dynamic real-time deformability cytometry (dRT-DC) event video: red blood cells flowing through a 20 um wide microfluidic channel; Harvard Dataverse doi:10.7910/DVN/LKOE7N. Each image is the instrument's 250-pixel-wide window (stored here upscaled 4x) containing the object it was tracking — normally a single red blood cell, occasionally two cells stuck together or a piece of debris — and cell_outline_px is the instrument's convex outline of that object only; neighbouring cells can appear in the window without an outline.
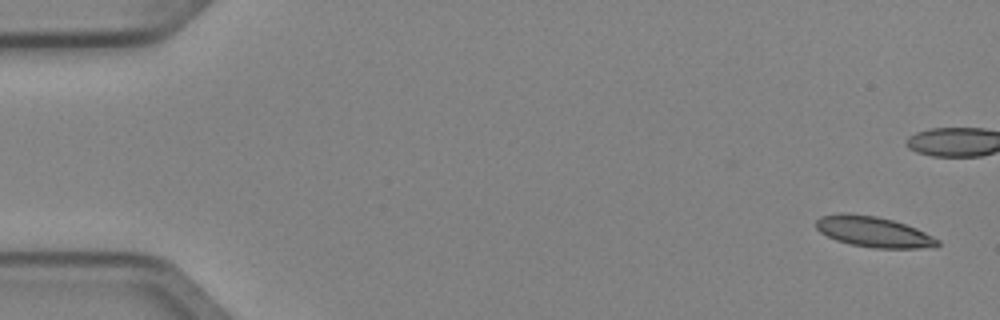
{"species": "Egyptian fruit bat (a non-hibernating species)", "species_latin": "Rousettus aegyptiacus", "temperature_condition": "cold", "stored_images_in_passage": 5, "camera_frame_rate_fps": 3000, "um_per_image_px": 0.085, "animal": {"sex": "female"}, "frame": {"image": 1, "passage_image": 1, "time_ms": 0.0, "image_size_px": [1000, 320], "cell_outline_px": [[940, 244], [936, 248], [872, 248], [852, 244], [836, 240], [820, 232], [816, 228], [816, 220], [820, 216], [876, 216], [892, 220], [916, 228], [940, 240]], "centroid_in_image_um": [74.35, 19.76], "position_along_channel_um": 10.7, "area_um2": 20.92}}
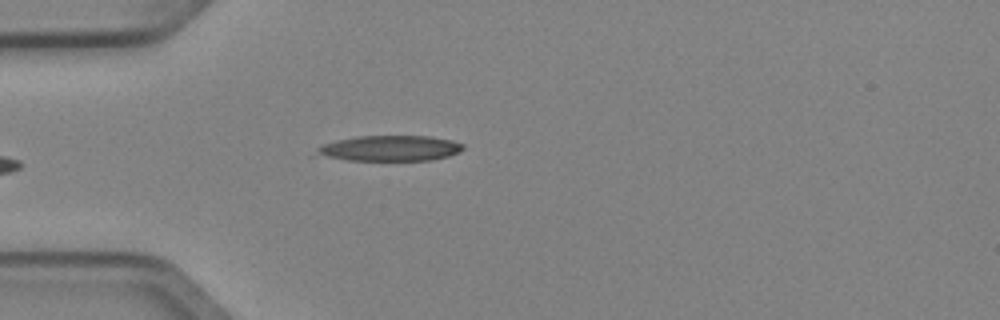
{"frame": {"image": 2, "passage_image": 5, "time_ms": 1.333, "image_size_px": [1000, 320], "cell_outline_px": [[464, 148], [448, 156], [432, 160], [348, 160], [328, 156], [316, 152], [316, 148], [324, 144], [356, 136], [428, 136], [452, 140], [464, 144]], "centroid_in_image_um": [33.21, 12.59], "position_along_channel_um": 51.8, "area_um2": 21.33}}